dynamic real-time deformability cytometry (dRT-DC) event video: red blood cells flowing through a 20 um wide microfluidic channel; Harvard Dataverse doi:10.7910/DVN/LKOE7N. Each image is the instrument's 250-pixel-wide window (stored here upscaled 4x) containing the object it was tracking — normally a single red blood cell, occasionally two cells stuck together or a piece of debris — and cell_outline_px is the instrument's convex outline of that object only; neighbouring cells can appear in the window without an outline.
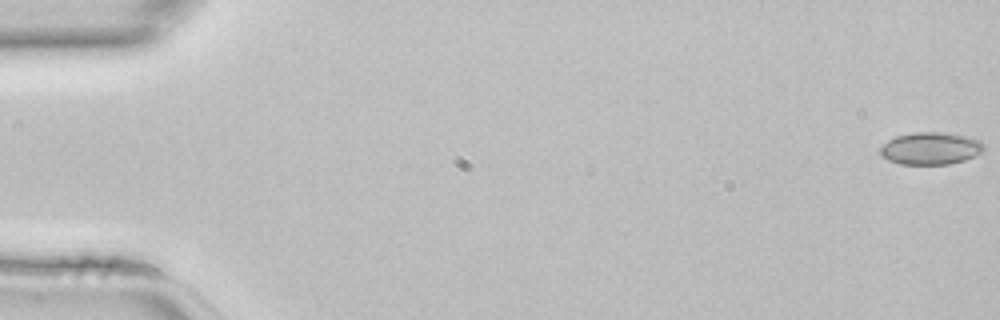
{"species": "common noctule bat (a hibernating species)", "species_latin": "Nyctalus noctula", "temperature_condition": "room temperature", "stored_images_in_passage": 45, "camera_frame_rate_fps": 3000, "um_per_image_px": 0.085, "animal": {"sex": "female", "body_mass_g": 22.7, "forearm_length_mm": 54.2}, "frame": {"image": 1, "passage_image": 1, "time_ms": 0.0, "image_size_px": [1000, 320], "cell_outline_px": [[984, 148], [980, 152], [964, 160], [948, 164], [900, 164], [888, 160], [880, 156], [880, 148], [888, 140], [896, 136], [916, 132], [940, 132], [964, 136], [980, 140], [984, 144]], "centroid_in_image_um": [79.06, 12.61], "position_along_channel_um": 5.9, "area_um2": 19.31}}
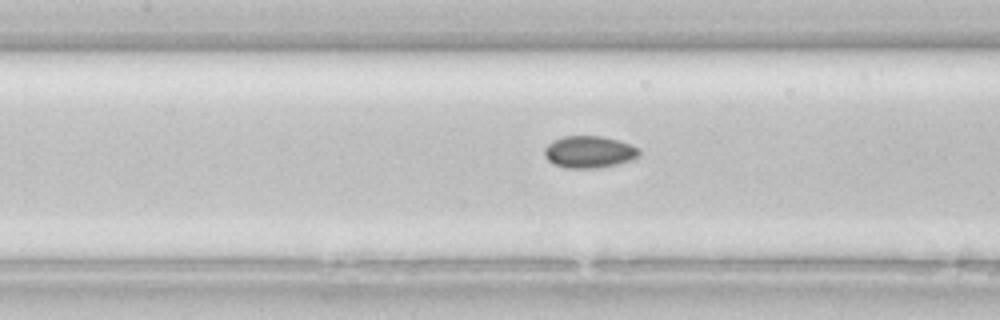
{"frame": {"image": 2, "passage_image": 21, "time_ms": 6.667, "image_size_px": [1000, 320], "cell_outline_px": [[640, 156], [632, 160], [620, 164], [596, 168], [564, 168], [548, 160], [544, 156], [544, 148], [548, 144], [564, 136], [600, 136], [616, 140], [628, 144], [636, 148], [640, 152]], "centroid_in_image_um": [50.08, 12.93], "position_along_channel_um": 157.3, "area_um2": 17.51}}
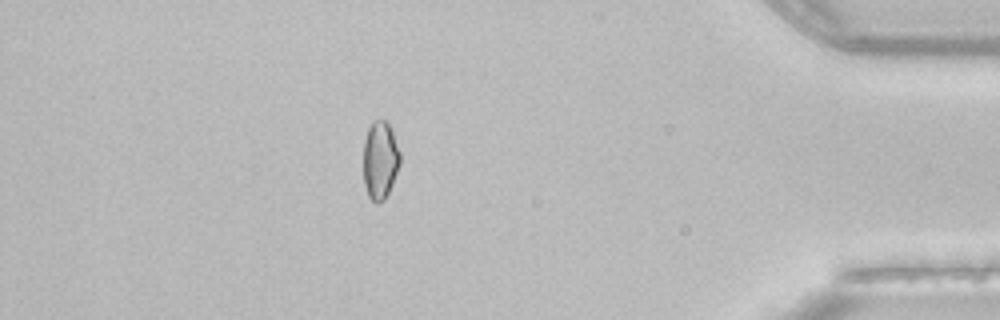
{"frame": {"image": 3, "passage_image": 40, "time_ms": 13.0, "image_size_px": [1000, 320], "cell_outline_px": [[400, 164], [392, 184], [384, 200], [376, 204], [368, 196], [364, 184], [364, 140], [368, 128], [372, 120], [384, 120], [392, 128], [400, 152]], "centroid_in_image_um": [32.31, 13.59], "position_along_channel_um": 402.9, "area_um2": 16.76}}